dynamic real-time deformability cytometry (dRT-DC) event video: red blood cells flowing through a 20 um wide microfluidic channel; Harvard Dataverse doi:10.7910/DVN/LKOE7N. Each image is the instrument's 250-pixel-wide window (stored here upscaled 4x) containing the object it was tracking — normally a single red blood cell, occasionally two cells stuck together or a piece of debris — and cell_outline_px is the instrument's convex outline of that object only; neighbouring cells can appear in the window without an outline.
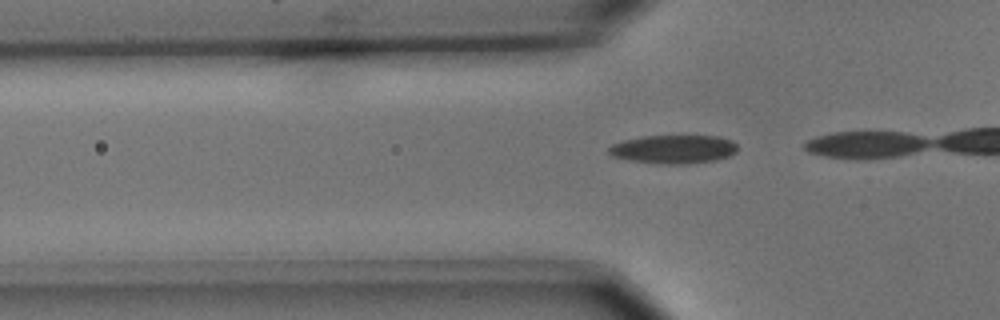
{"species": "common noctule bat (a hibernating species)", "species_latin": "Nyctalus noctula", "temperature_condition": "cold", "stored_images_in_passage": 18, "camera_frame_rate_fps": 3000, "um_per_image_px": 0.085, "animal": {"sex": "male", "body_mass_g": 15.6}, "frame": {"image": 1, "passage_image": 14, "time_ms": 4.333, "image_size_px": [1000, 320], "cell_outline_px": [[736, 152], [728, 156], [716, 160], [688, 164], [664, 164], [628, 160], [612, 156], [608, 152], [608, 148], [612, 144], [624, 140], [640, 136], [720, 136], [732, 140], [736, 144]], "centroid_in_image_um": [57.25, 12.68], "position_along_channel_um": 68.6, "area_um2": 21.5}}